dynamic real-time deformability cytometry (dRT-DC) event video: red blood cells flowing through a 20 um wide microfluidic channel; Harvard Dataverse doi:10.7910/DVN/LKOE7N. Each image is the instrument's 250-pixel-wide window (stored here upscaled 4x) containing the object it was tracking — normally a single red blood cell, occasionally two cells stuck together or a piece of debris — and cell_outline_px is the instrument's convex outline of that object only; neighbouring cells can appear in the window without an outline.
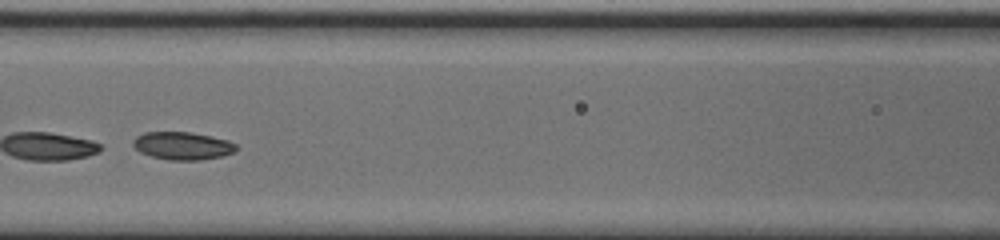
{"species": "common noctule bat (a hibernating species)", "species_latin": "Nyctalus noctula", "temperature_condition": "cold", "stored_images_in_passage": 47, "segment_of_instrument_passage": [2, 2], "camera_frame_rate_fps": 3000, "um_per_image_px": 0.085, "animal": {"sex": "male", "body_mass_g": 20.0, "forearm_length_mm": 53.3}, "frame": {"image": 1, "passage_image": 17, "time_ms": 5.333, "image_size_px": [1000, 240], "cell_outline_px": [[240, 148], [236, 152], [220, 156], [200, 160], [168, 160], [152, 156], [140, 152], [132, 144], [132, 140], [136, 136], [144, 132], [188, 132], [212, 136], [228, 140], [236, 144]], "centroid_in_image_um": [15.54, 12.39], "position_along_channel_um": 151.1, "area_um2": 16.82}}